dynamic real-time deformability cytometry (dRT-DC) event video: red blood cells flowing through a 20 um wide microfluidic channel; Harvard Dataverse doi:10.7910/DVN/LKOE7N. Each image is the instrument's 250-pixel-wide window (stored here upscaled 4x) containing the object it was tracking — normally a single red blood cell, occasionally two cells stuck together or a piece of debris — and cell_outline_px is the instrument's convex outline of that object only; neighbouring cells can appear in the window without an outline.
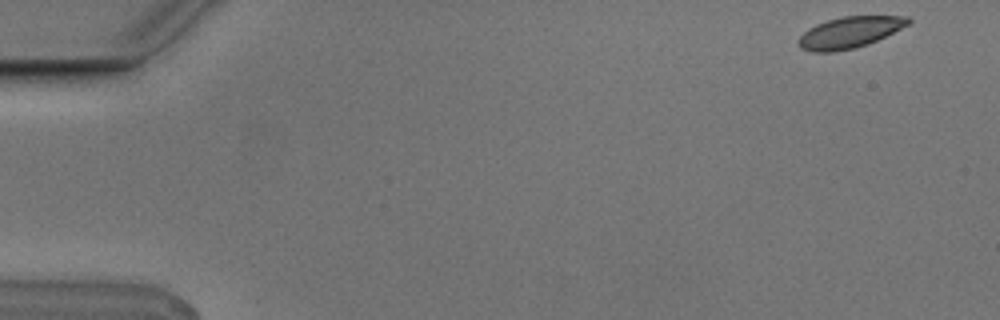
{"species": "Egyptian fruit bat (a non-hibernating species)", "species_latin": "Rousettus aegyptiacus", "temperature_condition": "cold", "stored_images_in_passage": 5, "camera_frame_rate_fps": 3000, "um_per_image_px": 0.085, "animal": {"sex": "male"}, "frame": {"image": 1, "passage_image": 5, "time_ms": 1.333, "image_size_px": [1000, 320], "cell_outline_px": [[912, 20], [908, 24], [868, 44], [852, 48], [832, 52], [812, 52], [800, 48], [796, 44], [796, 40], [808, 28], [816, 24], [840, 16], [908, 16]], "centroid_in_image_um": [72.14, 2.75], "position_along_channel_um": 12.9, "area_um2": 19.88}}